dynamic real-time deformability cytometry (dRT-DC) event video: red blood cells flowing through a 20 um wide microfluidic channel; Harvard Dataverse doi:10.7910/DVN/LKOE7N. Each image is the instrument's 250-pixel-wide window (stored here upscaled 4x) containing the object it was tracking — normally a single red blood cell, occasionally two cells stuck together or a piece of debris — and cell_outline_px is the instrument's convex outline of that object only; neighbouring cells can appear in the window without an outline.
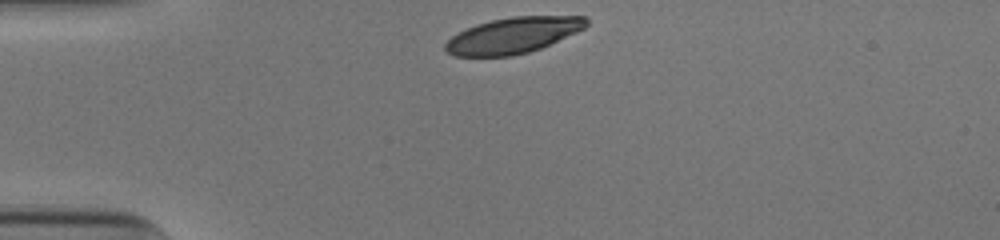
{"species": "human", "species_latin": "Homo sapiens", "temperature_condition": "cold", "stored_images_in_passage": 31, "camera_frame_rate_fps": 3000, "um_per_image_px": 0.085, "donor": {"sex": "male"}, "frame": {"image": 1, "passage_image": 1, "time_ms": 0.0, "image_size_px": [1000, 240], "cell_outline_px": [[588, 24], [584, 28], [576, 32], [540, 48], [528, 52], [512, 56], [456, 56], [448, 52], [444, 48], [444, 44], [452, 36], [476, 24], [492, 20], [512, 16], [584, 16], [588, 20]], "centroid_in_image_um": [43.61, 3.0], "position_along_channel_um": 41.4, "area_um2": 29.19}}
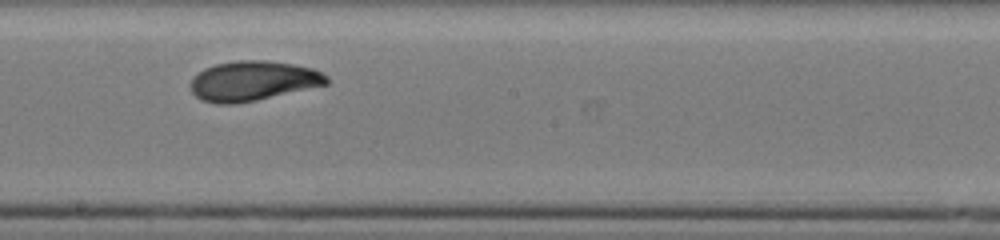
{"frame": {"image": 2, "passage_image": 18, "time_ms": 5.667, "image_size_px": [1000, 240], "cell_outline_px": [[328, 84], [256, 100], [232, 104], [216, 104], [200, 100], [192, 92], [192, 76], [204, 68], [216, 64], [240, 60], [264, 60], [292, 64], [312, 68], [328, 76]], "centroid_in_image_um": [21.48, 6.88], "position_along_channel_um": 226.7, "area_um2": 31.39}}
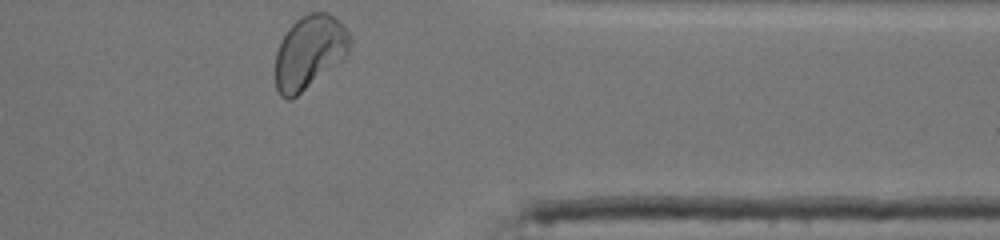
{"frame": {"image": 3, "passage_image": 31, "time_ms": 10.0, "image_size_px": [1000, 240], "cell_outline_px": [[352, 40], [348, 52], [296, 96], [288, 100], [280, 96], [276, 88], [276, 52], [280, 40], [288, 28], [296, 20], [312, 12], [328, 12], [352, 36]], "centroid_in_image_um": [26.26, 4.4], "position_along_channel_um": 385.1, "area_um2": 31.04}, "authors_computed_cell_mechanics": {"area_um2": 30.7496, "velocity_mm_per_s": 3.8804, "shape_relaxation_time_tau1_ms": 3.9887, "shape_relaxation_time_tau2_ms": 1.4153, "deformation_change_tau1": 0.1509, "deformation_change_tau2": 0.0539}}